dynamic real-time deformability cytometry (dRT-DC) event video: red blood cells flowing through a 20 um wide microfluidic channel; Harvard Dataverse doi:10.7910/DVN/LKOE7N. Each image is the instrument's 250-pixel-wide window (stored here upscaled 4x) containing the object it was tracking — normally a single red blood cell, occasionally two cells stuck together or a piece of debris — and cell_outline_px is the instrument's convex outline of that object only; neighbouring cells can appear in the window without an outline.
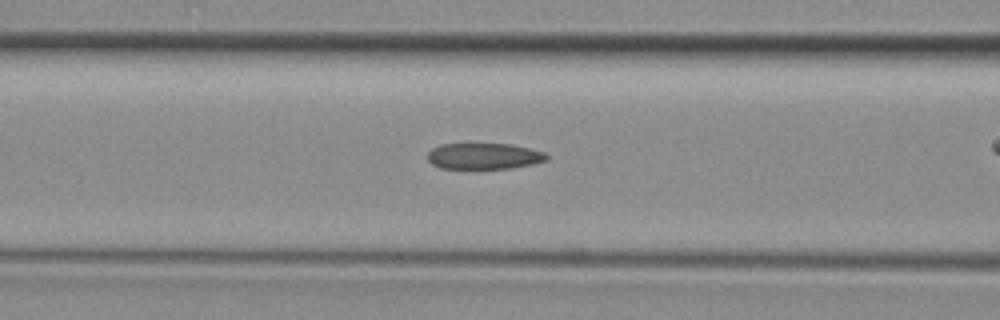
{"species": "common noctule bat (a hibernating species)", "species_latin": "Nyctalus noctula", "temperature_condition": "room temperature", "stored_images_in_passage": 23, "camera_frame_rate_fps": 3000, "um_per_image_px": 0.085, "animal": {"sex": "female", "body_mass_g": 29.2, "forearm_length_mm": 56.3}, "frame": {"image": 1, "passage_image": 6, "time_ms": 1.667, "image_size_px": [1000, 320], "cell_outline_px": [[548, 160], [532, 164], [508, 168], [440, 168], [432, 164], [428, 160], [428, 152], [432, 148], [440, 144], [512, 144], [544, 152], [548, 156]], "centroid_in_image_um": [41.12, 13.26], "position_along_channel_um": 125.5, "area_um2": 17.98}}
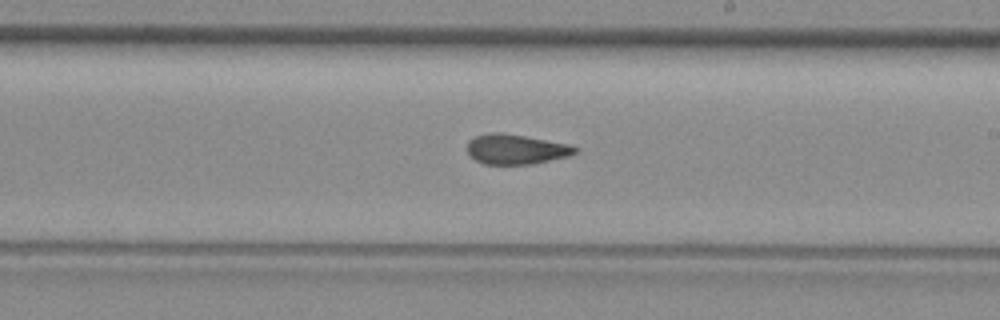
{"frame": {"image": 2, "passage_image": 14, "time_ms": 4.333, "image_size_px": [1000, 320], "cell_outline_px": [[580, 152], [572, 156], [532, 164], [484, 164], [468, 156], [468, 140], [476, 136], [492, 132], [500, 132], [524, 136], [568, 144], [580, 148]], "centroid_in_image_um": [43.9, 12.69], "position_along_channel_um": 245.1, "area_um2": 19.02}}
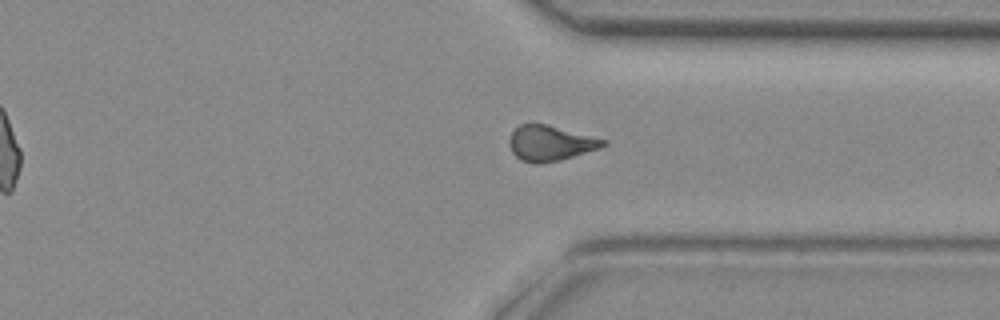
{"frame": {"image": 3, "passage_image": 22, "time_ms": 7.0, "image_size_px": [1000, 320], "cell_outline_px": [[608, 144], [600, 148], [560, 160], [540, 164], [532, 164], [520, 160], [512, 152], [508, 140], [512, 132], [520, 124], [544, 124], [608, 140]], "centroid_in_image_um": [46.77, 12.19], "position_along_channel_um": 364.6, "area_um2": 19.25}}